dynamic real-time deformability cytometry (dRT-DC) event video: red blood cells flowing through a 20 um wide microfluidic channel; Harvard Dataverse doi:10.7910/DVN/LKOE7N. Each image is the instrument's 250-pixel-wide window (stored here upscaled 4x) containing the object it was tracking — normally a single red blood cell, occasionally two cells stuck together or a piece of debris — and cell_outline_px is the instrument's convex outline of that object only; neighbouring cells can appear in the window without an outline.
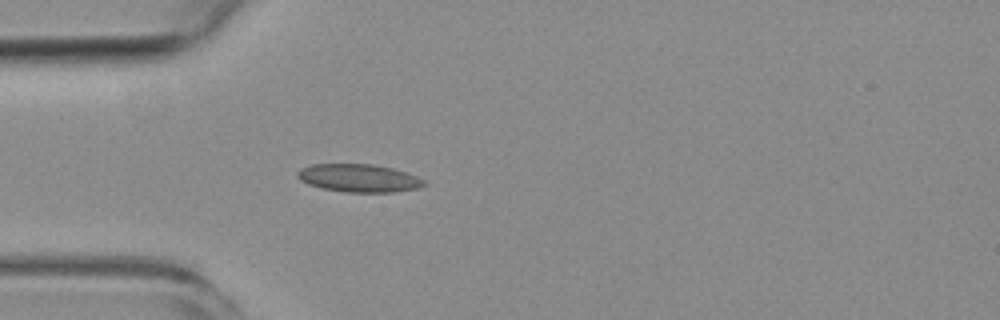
{"species": "common noctule bat (a hibernating species)", "species_latin": "Nyctalus noctula", "temperature_condition": "room temperature", "stored_images_in_passage": 4, "camera_frame_rate_fps": 3000, "um_per_image_px": 0.085, "animal": {"sex": "female", "body_mass_g": 19.3, "forearm_length_mm": 54.1}, "frame": {"image": 1, "passage_image": 4, "time_ms": 4.333, "image_size_px": [1000, 320], "cell_outline_px": [[428, 184], [420, 188], [396, 192], [344, 192], [320, 188], [308, 184], [300, 180], [296, 176], [296, 172], [300, 168], [312, 164], [372, 164], [392, 168], [416, 176], [424, 180]], "centroid_in_image_um": [30.49, 15.14], "position_along_channel_um": 54.5, "area_um2": 20.81}}